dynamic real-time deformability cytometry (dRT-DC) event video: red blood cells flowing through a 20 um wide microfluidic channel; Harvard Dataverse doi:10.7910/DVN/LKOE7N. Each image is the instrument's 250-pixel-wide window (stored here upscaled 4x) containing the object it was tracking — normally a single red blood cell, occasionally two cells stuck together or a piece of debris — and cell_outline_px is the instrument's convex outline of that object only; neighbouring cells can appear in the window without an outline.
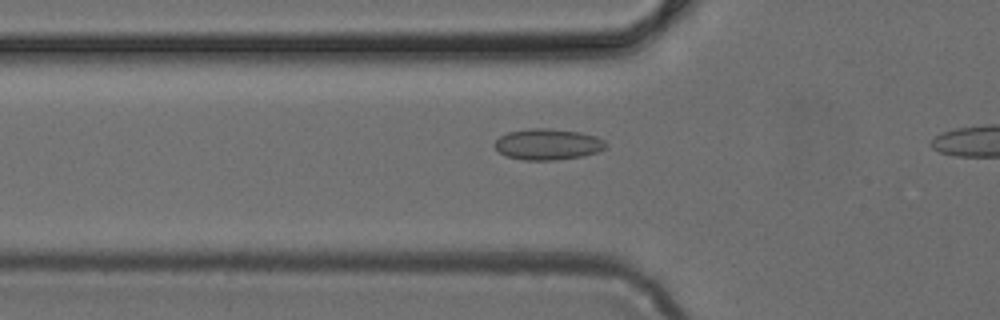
{"species": "common noctule bat (a hibernating species)", "species_latin": "Nyctalus noctula", "temperature_condition": "cold", "stored_images_in_passage": 13, "camera_frame_rate_fps": 3000, "um_per_image_px": 0.085, "animal": {"sex": "female", "body_mass_g": 24.6, "forearm_length_mm": 56.2}, "frame": {"image": 1, "passage_image": 11, "time_ms": 3.333, "image_size_px": [1000, 320], "cell_outline_px": [[608, 144], [604, 148], [596, 152], [584, 156], [556, 160], [524, 160], [504, 156], [492, 144], [500, 136], [508, 132], [528, 128], [548, 128], [580, 132], [596, 136], [604, 140]], "centroid_in_image_um": [46.54, 12.26], "position_along_channel_um": 79.3, "area_um2": 20.29}}